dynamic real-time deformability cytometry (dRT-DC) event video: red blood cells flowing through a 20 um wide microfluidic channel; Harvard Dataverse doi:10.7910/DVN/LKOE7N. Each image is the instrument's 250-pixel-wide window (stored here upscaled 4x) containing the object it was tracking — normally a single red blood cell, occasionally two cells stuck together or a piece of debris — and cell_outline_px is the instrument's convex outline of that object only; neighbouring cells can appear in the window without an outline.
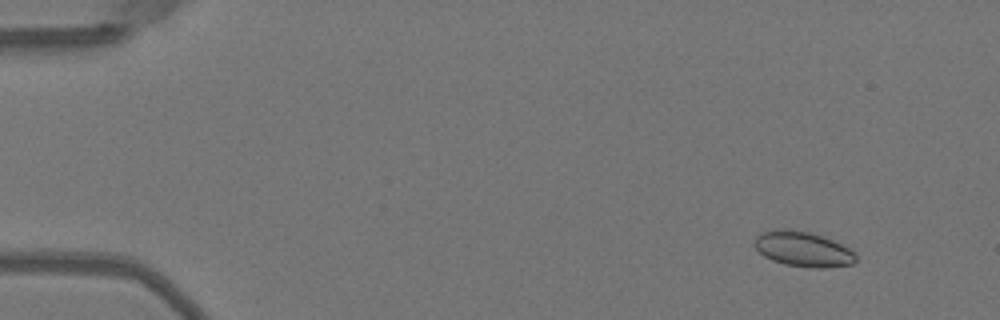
{"species": "Egyptian fruit bat (a non-hibernating species)", "species_latin": "Rousettus aegyptiacus", "temperature_condition": "warm", "stored_images_in_passage": 44, "camera_frame_rate_fps": 3000, "um_per_image_px": 0.085, "animal": {"sex": "female"}, "frame": {"image": 1, "passage_image": 4, "time_ms": 1.0, "image_size_px": [1000, 320], "cell_outline_px": [[856, 260], [852, 264], [824, 268], [812, 268], [784, 264], [772, 260], [764, 256], [752, 244], [756, 236], [764, 232], [808, 232], [832, 240], [856, 252]], "centroid_in_image_um": [68.29, 21.24], "position_along_channel_um": 16.7, "area_um2": 19.94}}
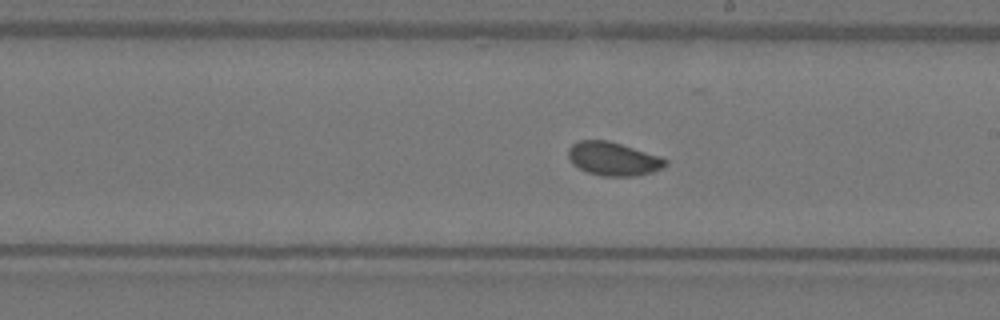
{"frame": {"image": 2, "passage_image": 29, "time_ms": 9.333, "image_size_px": [1000, 320], "cell_outline_px": [[668, 164], [664, 168], [652, 172], [636, 176], [604, 176], [588, 172], [572, 164], [568, 156], [568, 148], [572, 144], [580, 140], [608, 140], [660, 156], [668, 160]], "centroid_in_image_um": [52.15, 13.5], "position_along_channel_um": 236.9, "area_um2": 19.02}}
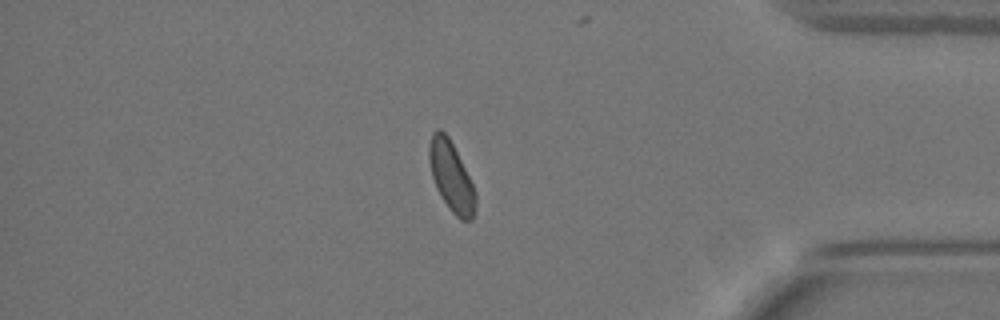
{"frame": {"image": 3, "passage_image": 43, "time_ms": 14.0, "image_size_px": [1000, 320], "cell_outline_px": [[476, 204], [472, 220], [460, 220], [452, 212], [440, 196], [436, 188], [432, 176], [428, 160], [428, 144], [432, 132], [436, 128], [440, 128], [448, 136], [476, 192]], "centroid_in_image_um": [38.32, 15.0], "position_along_channel_um": 396.9, "area_um2": 18.79}}